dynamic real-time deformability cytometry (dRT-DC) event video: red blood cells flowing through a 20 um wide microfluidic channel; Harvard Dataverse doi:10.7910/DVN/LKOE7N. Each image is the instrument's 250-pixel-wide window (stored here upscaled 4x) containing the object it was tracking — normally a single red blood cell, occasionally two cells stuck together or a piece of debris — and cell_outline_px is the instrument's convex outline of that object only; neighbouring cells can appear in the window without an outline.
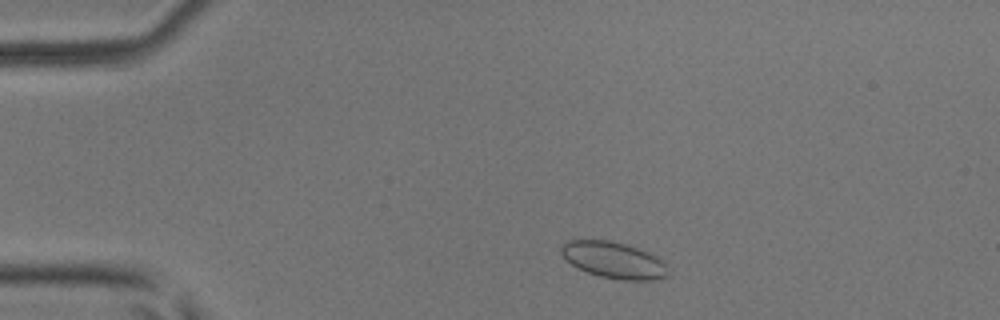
{"species": "common noctule bat (a hibernating species)", "species_latin": "Nyctalus noctula", "temperature_condition": "room temperature", "stored_images_in_passage": 45, "camera_frame_rate_fps": 3000, "um_per_image_px": 0.085, "animal": {"sex": "male", "body_mass_g": 17.9, "forearm_length_mm": 54.2}, "frame": {"image": 1, "passage_image": 4, "time_ms": 1.0, "image_size_px": [1000, 320], "cell_outline_px": [[668, 276], [656, 280], [620, 280], [600, 276], [588, 272], [572, 264], [560, 252], [560, 248], [568, 240], [608, 240], [624, 244], [636, 248], [656, 256], [664, 264], [668, 272]], "centroid_in_image_um": [52.17, 22.12], "position_along_channel_um": 32.8, "area_um2": 22.25}}
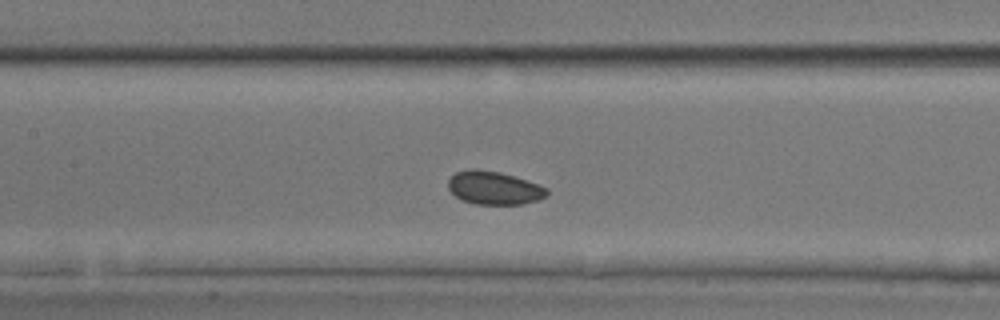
{"frame": {"image": 2, "passage_image": 18, "time_ms": 5.667, "image_size_px": [1000, 320], "cell_outline_px": [[548, 192], [544, 196], [536, 200], [520, 204], [472, 204], [460, 200], [448, 188], [448, 180], [456, 172], [472, 168], [476, 168], [500, 172], [540, 184], [548, 188]], "centroid_in_image_um": [41.97, 15.96], "position_along_channel_um": 165.4, "area_um2": 19.13}}
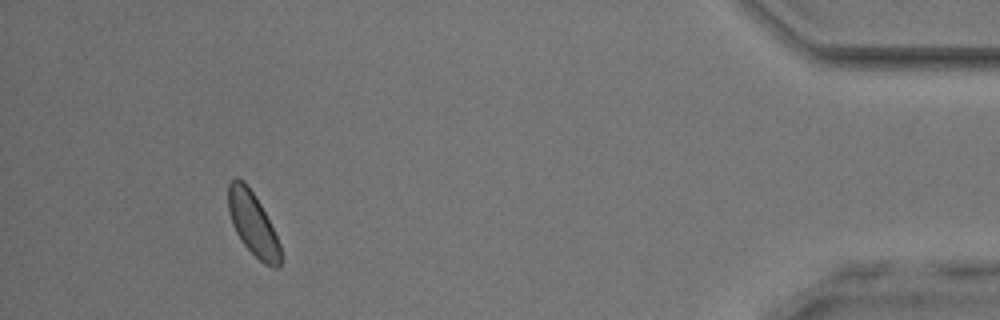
{"frame": {"image": 3, "passage_image": 41, "time_ms": 13.333, "image_size_px": [1000, 320], "cell_outline_px": [[280, 268], [272, 268], [264, 264], [240, 240], [232, 224], [228, 212], [228, 184], [236, 176], [244, 180], [256, 196], [280, 244]], "centroid_in_image_um": [21.46, 18.99], "position_along_channel_um": 413.7, "area_um2": 19.13}, "authors_computed_cell_mechanics": {"area_um2": 19.363, "velocity_mm_per_s": 4.0299, "shape_relaxation_time_tau1_ms": null, "shape_relaxation_time_tau2_ms": 2.2913, "deformation_change_tau1": null, "deformation_change_tau2": 0.046}}